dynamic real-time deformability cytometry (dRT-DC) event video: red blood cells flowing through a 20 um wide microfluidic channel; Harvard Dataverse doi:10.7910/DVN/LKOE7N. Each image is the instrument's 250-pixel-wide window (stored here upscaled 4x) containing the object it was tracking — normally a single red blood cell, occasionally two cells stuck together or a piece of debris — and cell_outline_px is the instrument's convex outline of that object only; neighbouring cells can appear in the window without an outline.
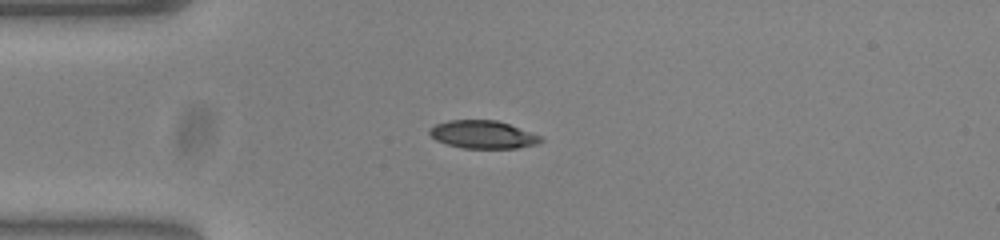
{"species": "common noctule bat (a hibernating species)", "species_latin": "Nyctalus noctula", "temperature_condition": "warm", "stored_images_in_passage": 41, "camera_frame_rate_fps": 3000, "um_per_image_px": 0.085, "animal": {"sex": "female", "body_mass_g": 23.0, "forearm_length_mm": 53.4}, "frame": {"image": 1, "passage_image": 1, "time_ms": 0.0, "image_size_px": [1000, 240], "cell_outline_px": [[544, 140], [536, 144], [516, 148], [464, 148], [448, 144], [436, 140], [428, 132], [436, 124], [448, 120], [496, 120], [544, 136]], "centroid_in_image_um": [41.09, 11.43], "position_along_channel_um": 43.9, "area_um2": 17.98}}
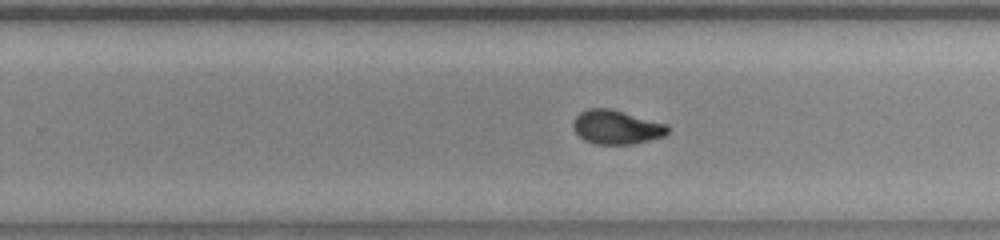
{"frame": {"image": 2, "passage_image": 21, "time_ms": 6.667, "image_size_px": [1000, 240], "cell_outline_px": [[668, 132], [664, 136], [632, 144], [596, 144], [584, 140], [572, 128], [572, 124], [576, 116], [580, 112], [588, 108], [612, 108], [664, 124], [668, 128]], "centroid_in_image_um": [52.34, 10.8], "position_along_channel_um": 277.5, "area_um2": 18.55}}
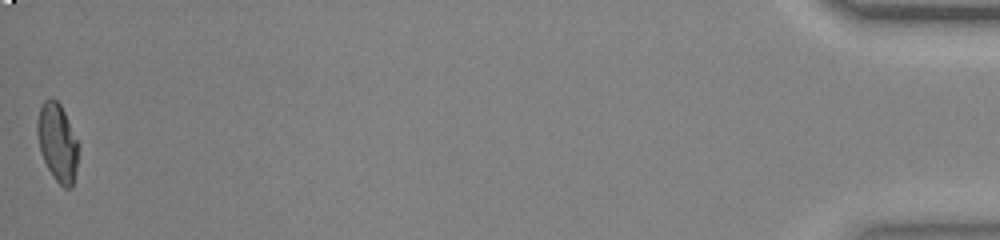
{"frame": {"image": 3, "passage_image": 41, "time_ms": 13.333, "image_size_px": [1000, 240], "cell_outline_px": [[76, 168], [72, 188], [64, 188], [52, 176], [40, 152], [36, 132], [36, 120], [40, 108], [44, 100], [52, 96], [60, 104], [64, 112], [76, 140]], "centroid_in_image_um": [4.83, 12.09], "position_along_channel_um": 430.4, "area_um2": 18.32}, "authors_computed_cell_mechanics": {"area_um2": 18.7272, "velocity_mm_per_s": 3.8055, "shape_relaxation_time_tau1_ms": 4.9147, "shape_relaxation_time_tau2_ms": 1.1113, "deformation_change_tau1": 0.2242, "deformation_change_tau2": 0.052}}